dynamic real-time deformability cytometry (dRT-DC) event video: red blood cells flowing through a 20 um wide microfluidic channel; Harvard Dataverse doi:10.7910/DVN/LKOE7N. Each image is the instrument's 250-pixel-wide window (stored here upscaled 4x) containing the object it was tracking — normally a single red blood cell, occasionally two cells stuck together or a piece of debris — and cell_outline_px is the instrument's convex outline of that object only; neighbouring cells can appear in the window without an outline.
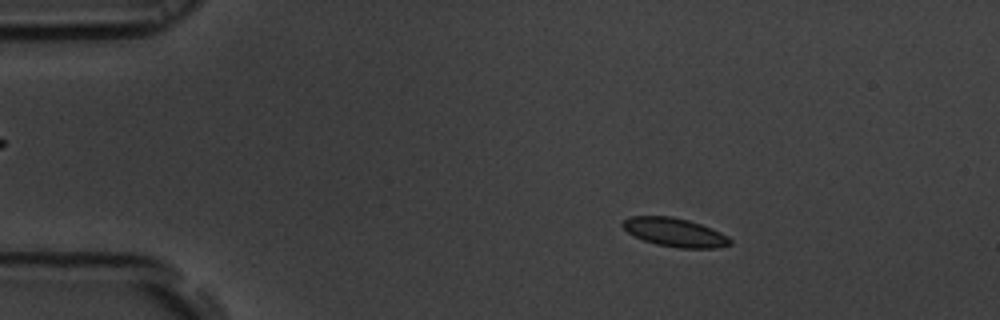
{"species": "common noctule bat (a hibernating species)", "species_latin": "Nyctalus noctula", "temperature_condition": "room temperature", "stored_images_in_passage": 50, "camera_frame_rate_fps": 3000, "um_per_image_px": 0.085, "animal": {"sex": "male", "body_mass_g": 19.5, "forearm_length_mm": 54.6}, "frame": {"image": 1, "passage_image": 4, "time_ms": 1.0, "image_size_px": [1000, 320], "cell_outline_px": [[732, 244], [716, 248], [680, 248], [656, 244], [644, 240], [628, 232], [620, 224], [628, 216], [672, 216], [688, 220], [712, 228], [728, 236], [732, 240]], "centroid_in_image_um": [57.37, 19.74], "position_along_channel_um": 27.6, "area_um2": 17.92}}
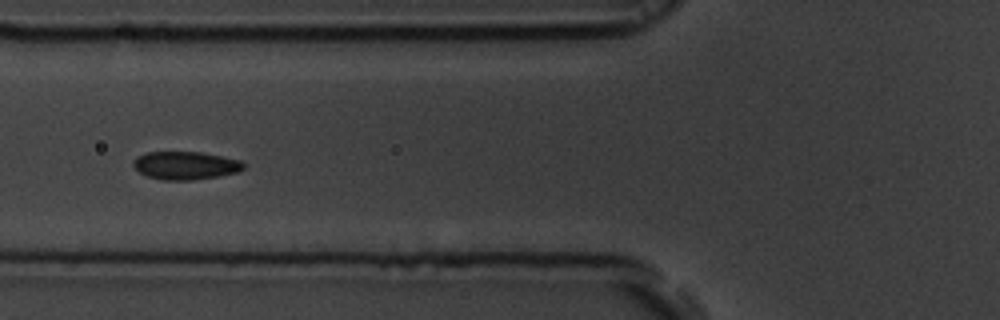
{"frame": {"image": 2, "passage_image": 16, "time_ms": 5.0, "image_size_px": [1000, 320], "cell_outline_px": [[244, 168], [236, 172], [220, 176], [192, 180], [164, 180], [148, 176], [140, 172], [132, 164], [132, 160], [136, 156], [148, 152], [200, 152], [240, 160], [244, 164]], "centroid_in_image_um": [15.74, 14.06], "position_along_channel_um": 110.1, "area_um2": 17.92}}
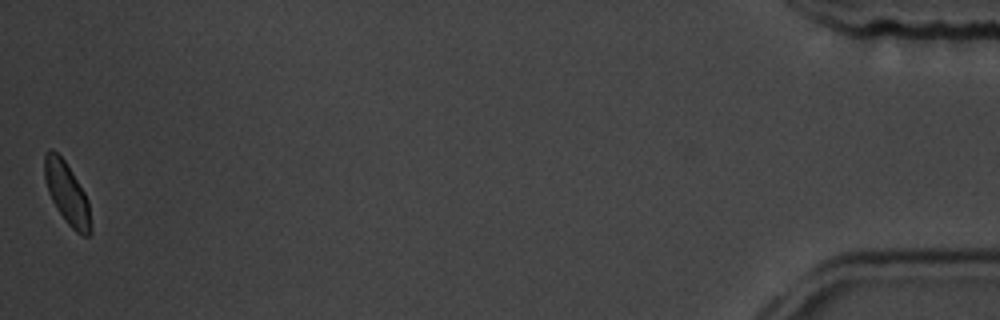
{"frame": {"image": 3, "passage_image": 50, "time_ms": 16.333, "image_size_px": [1000, 320], "cell_outline_px": [[92, 232], [88, 236], [84, 236], [76, 232], [68, 224], [52, 200], [48, 192], [44, 176], [44, 156], [52, 148], [64, 160], [72, 172], [84, 192], [88, 200], [92, 228]], "centroid_in_image_um": [5.71, 16.46], "position_along_channel_um": 429.5, "area_um2": 16.42}, "authors_computed_cell_mechanics": {"area_um2": 17.8602, "velocity_mm_per_s": 3.6656, "shape_relaxation_time_tau1_ms": 3.8114, "shape_relaxation_time_tau2_ms": null, "deformation_change_tau1": 0.0763, "deformation_change_tau2": null}}